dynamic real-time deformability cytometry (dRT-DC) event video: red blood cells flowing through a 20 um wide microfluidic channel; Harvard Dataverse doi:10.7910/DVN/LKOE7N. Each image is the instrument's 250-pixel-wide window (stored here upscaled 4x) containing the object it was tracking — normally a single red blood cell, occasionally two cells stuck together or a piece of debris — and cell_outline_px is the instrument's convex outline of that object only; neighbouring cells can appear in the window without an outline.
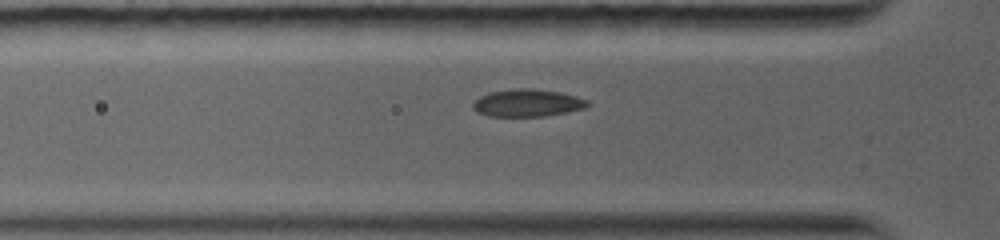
{"species": "common noctule bat (a hibernating species)", "species_latin": "Nyctalus noctula", "temperature_condition": "warm", "stored_images_in_passage": 23, "camera_frame_rate_fps": 5000, "um_per_image_px": 0.085, "animal": {"sex": "female", "body_mass_g": 19.0, "forearm_length_mm": 56.7}, "frame": {"image": 1, "passage_image": 4, "time_ms": 1.2, "image_size_px": [1000, 240], "cell_outline_px": [[592, 104], [584, 108], [568, 112], [544, 116], [488, 116], [476, 112], [472, 108], [472, 104], [480, 96], [488, 92], [516, 88], [532, 88], [560, 92], [576, 96], [588, 100]], "centroid_in_image_um": [44.83, 8.75], "position_along_channel_um": 81.0, "area_um2": 18.5}}
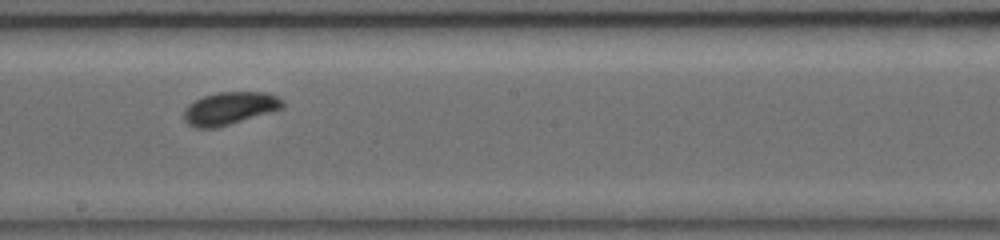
{"frame": {"image": 2, "passage_image": 14, "time_ms": 4.8, "image_size_px": [1000, 240], "cell_outline_px": [[284, 108], [272, 112], [216, 128], [196, 128], [188, 124], [184, 120], [184, 108], [188, 104], [204, 96], [216, 92], [268, 92], [284, 100]], "centroid_in_image_um": [19.54, 9.2], "position_along_channel_um": 228.7, "area_um2": 18.96}}
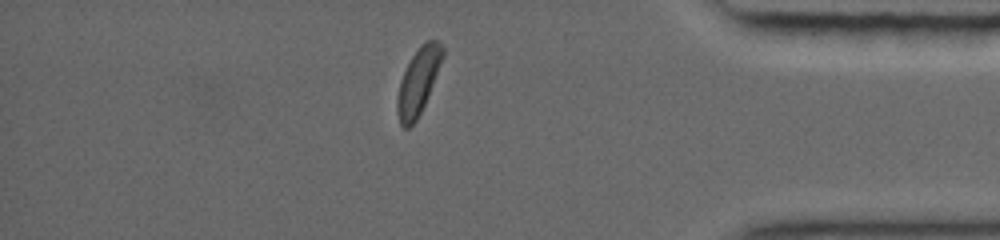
{"frame": {"image": 3, "passage_image": 21, "time_ms": 9.6, "image_size_px": [1000, 240], "cell_outline_px": [[444, 56], [424, 104], [416, 120], [408, 128], [404, 128], [400, 124], [396, 108], [396, 100], [400, 80], [412, 56], [420, 44], [428, 40], [436, 40], [444, 48]], "centroid_in_image_um": [35.54, 6.9], "position_along_channel_um": 399.7, "area_um2": 17.22}, "authors_computed_cell_mechanics": {"area_um2": 18.496, "velocity_mm_per_s": 4.1058, "shape_relaxation_time_tau1_ms": 2.5562, "shape_relaxation_time_tau2_ms": null, "deformation_change_tau1": 0.1019, "deformation_change_tau2": null}}